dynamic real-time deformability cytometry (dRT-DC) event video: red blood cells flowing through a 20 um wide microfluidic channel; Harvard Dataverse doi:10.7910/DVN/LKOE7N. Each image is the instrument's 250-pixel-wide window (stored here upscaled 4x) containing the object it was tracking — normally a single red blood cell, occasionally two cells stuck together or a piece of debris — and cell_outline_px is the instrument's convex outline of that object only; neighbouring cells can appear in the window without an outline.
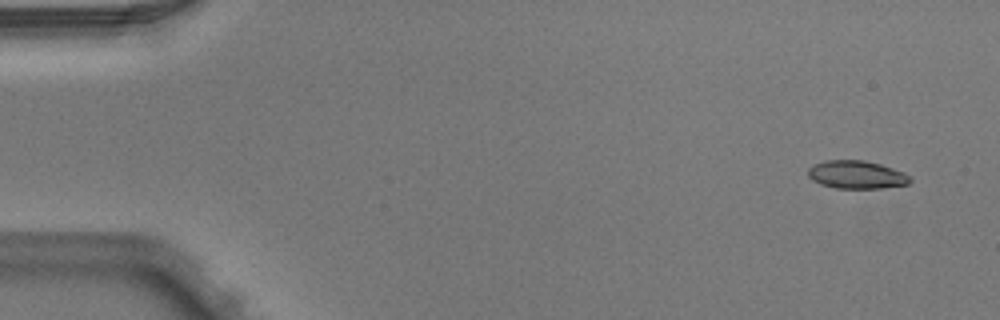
{"species": "Egyptian fruit bat (a non-hibernating species)", "species_latin": "Rousettus aegyptiacus", "temperature_condition": "warm", "stored_images_in_passage": 4, "camera_frame_rate_fps": 3000, "um_per_image_px": 0.085, "animal": {"sex": "male"}, "frame": {"image": 1, "passage_image": 1, "time_ms": 0.0, "image_size_px": [1000, 320], "cell_outline_px": [[912, 180], [908, 184], [880, 188], [836, 188], [820, 184], [812, 180], [808, 176], [808, 168], [824, 160], [864, 160], [880, 164], [904, 172], [912, 176]], "centroid_in_image_um": [72.82, 14.85], "position_along_channel_um": 12.2, "area_um2": 16.7}}
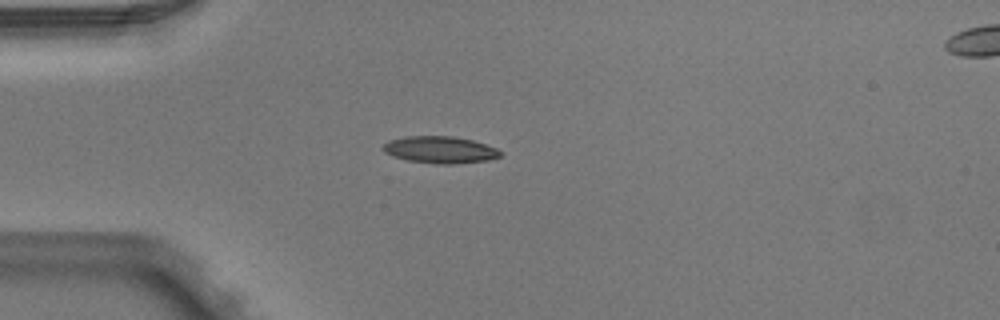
{"frame": {"image": 2, "passage_image": 4, "time_ms": 1.0, "image_size_px": [1000, 320], "cell_outline_px": [[500, 156], [488, 160], [452, 164], [436, 164], [408, 160], [392, 156], [384, 152], [384, 144], [388, 140], [404, 136], [452, 136], [472, 140], [496, 148], [500, 152]], "centroid_in_image_um": [37.37, 12.72], "position_along_channel_um": 47.6, "area_um2": 18.26}}